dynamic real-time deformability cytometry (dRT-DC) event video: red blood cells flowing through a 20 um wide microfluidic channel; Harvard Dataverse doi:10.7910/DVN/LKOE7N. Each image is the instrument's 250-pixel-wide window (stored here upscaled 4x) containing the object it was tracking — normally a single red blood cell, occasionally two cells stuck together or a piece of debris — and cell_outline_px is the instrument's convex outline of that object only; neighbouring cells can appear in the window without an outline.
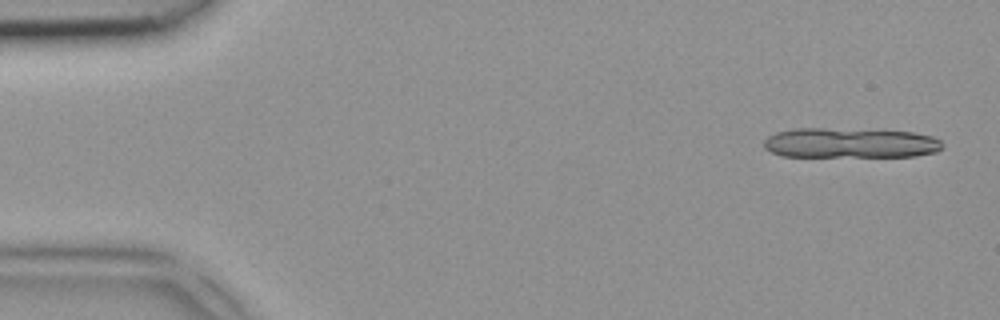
{"species": "common noctule bat (a hibernating species)", "species_latin": "Nyctalus noctula", "temperature_condition": "room temperature", "stored_images_in_passage": 4, "camera_frame_rate_fps": 3000, "um_per_image_px": 0.085, "animal": {"sex": "female", "body_mass_g": 18.4}, "frame": {"image": 1, "passage_image": 1, "time_ms": 0.0, "image_size_px": [1000, 320], "cell_outline_px": [[944, 148], [936, 152], [916, 156], [780, 156], [764, 148], [764, 140], [768, 136], [776, 132], [796, 128], [824, 128], [912, 132], [932, 136], [940, 140]], "centroid_in_image_um": [72.26, 12.15], "position_along_channel_um": 12.7, "area_um2": 31.21}}